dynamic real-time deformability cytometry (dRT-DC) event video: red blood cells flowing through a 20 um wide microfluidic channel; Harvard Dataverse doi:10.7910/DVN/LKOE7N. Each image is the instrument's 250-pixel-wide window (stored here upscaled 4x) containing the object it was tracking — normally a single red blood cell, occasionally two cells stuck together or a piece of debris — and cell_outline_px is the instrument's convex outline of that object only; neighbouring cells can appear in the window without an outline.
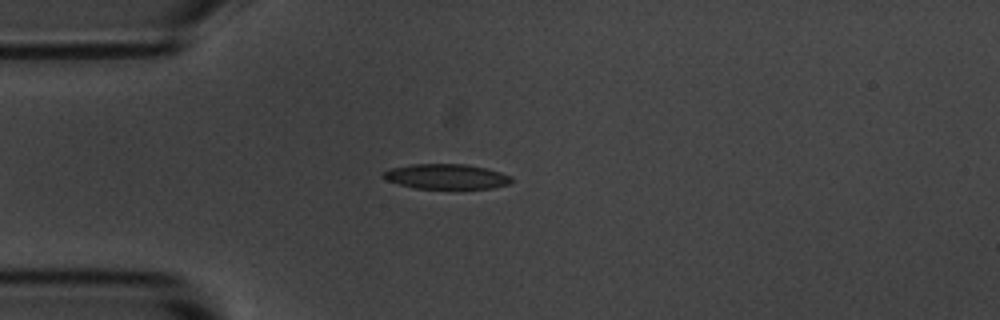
{"species": "common noctule bat (a hibernating species)", "species_latin": "Nyctalus noctula", "temperature_condition": "room temperature", "stored_images_in_passage": 5, "camera_frame_rate_fps": 3000, "um_per_image_px": 0.085, "animal": {"sex": "male", "body_mass_g": 20.1, "forearm_length_mm": 53.5}, "frame": {"image": 1, "passage_image": 4, "time_ms": 3.667, "image_size_px": [1000, 320], "cell_outline_px": [[512, 180], [508, 184], [492, 188], [416, 188], [400, 184], [388, 180], [380, 176], [384, 172], [392, 168], [412, 164], [464, 164], [488, 168], [512, 176]], "centroid_in_image_um": [37.96, 14.99], "position_along_channel_um": 47.0, "area_um2": 18.5}}